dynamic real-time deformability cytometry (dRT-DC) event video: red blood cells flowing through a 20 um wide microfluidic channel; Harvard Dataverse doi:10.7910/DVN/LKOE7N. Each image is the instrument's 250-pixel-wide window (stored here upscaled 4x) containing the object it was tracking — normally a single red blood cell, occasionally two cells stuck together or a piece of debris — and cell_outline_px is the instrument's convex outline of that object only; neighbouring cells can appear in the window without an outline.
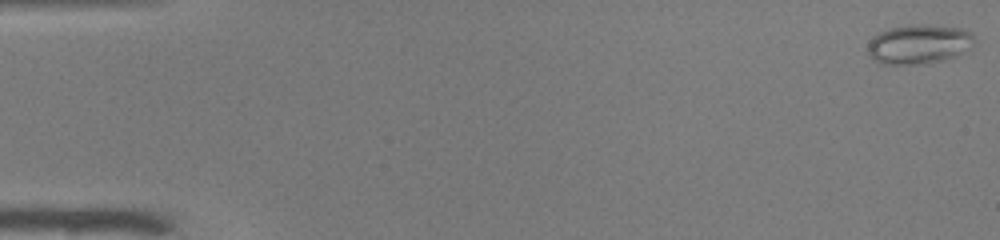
{"species": "common noctule bat (a hibernating species)", "species_latin": "Nyctalus noctula", "temperature_condition": "warm", "stored_images_in_passage": 51, "camera_frame_rate_fps": 3000, "um_per_image_px": 0.085, "animal": {"sex": "male", "body_mass_g": 19.0, "forearm_length_mm": 50.8}, "frame": {"image": 1, "passage_image": 1, "time_ms": 0.0, "image_size_px": [1000, 240], "cell_outline_px": [[972, 40], [968, 48], [956, 56], [924, 64], [880, 64], [872, 60], [868, 56], [868, 44], [872, 36], [880, 32], [892, 28], [908, 24], [928, 24], [960, 28], [972, 32]], "centroid_in_image_um": [78.03, 3.75], "position_along_channel_um": 7.0, "area_um2": 24.45}}
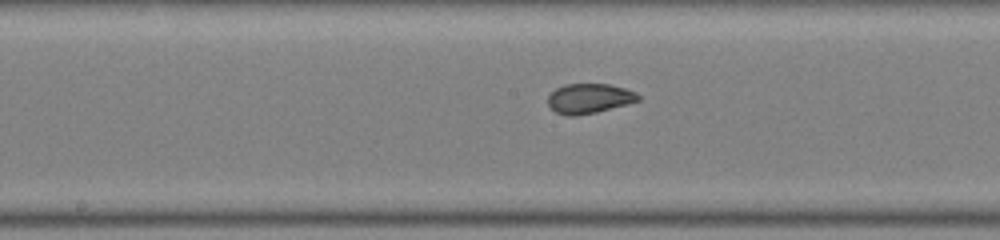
{"frame": {"image": 2, "passage_image": 27, "time_ms": 8.667, "image_size_px": [1000, 240], "cell_outline_px": [[640, 100], [596, 112], [576, 116], [568, 116], [556, 112], [548, 104], [548, 96], [556, 88], [564, 84], [608, 84], [624, 88], [636, 92], [640, 96]], "centroid_in_image_um": [50.07, 8.36], "position_along_channel_um": 198.1, "area_um2": 15.55}}
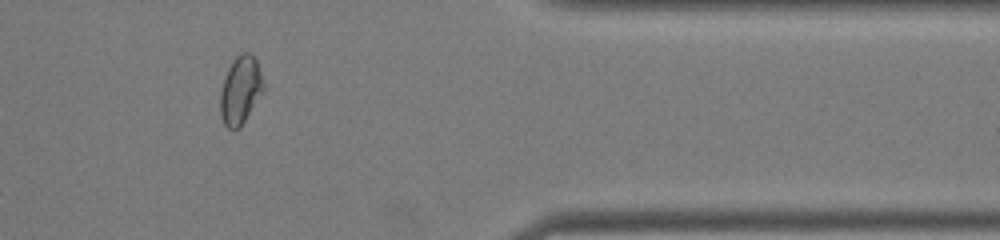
{"frame": {"image": 3, "passage_image": 43, "time_ms": 14.0, "image_size_px": [1000, 240], "cell_outline_px": [[264, 88], [240, 128], [228, 128], [224, 124], [220, 116], [220, 92], [228, 68], [232, 60], [240, 52], [248, 52], [256, 60], [264, 84]], "centroid_in_image_um": [20.41, 7.65], "position_along_channel_um": 391.0, "area_um2": 16.82}, "authors_computed_cell_mechanics": {"area_um2": 17.34, "velocity_mm_per_s": 3.9748, "shape_relaxation_time_tau1_ms": null, "shape_relaxation_time_tau2_ms": 0.6924, "deformation_change_tau1": null, "deformation_change_tau2": 0.0549}}